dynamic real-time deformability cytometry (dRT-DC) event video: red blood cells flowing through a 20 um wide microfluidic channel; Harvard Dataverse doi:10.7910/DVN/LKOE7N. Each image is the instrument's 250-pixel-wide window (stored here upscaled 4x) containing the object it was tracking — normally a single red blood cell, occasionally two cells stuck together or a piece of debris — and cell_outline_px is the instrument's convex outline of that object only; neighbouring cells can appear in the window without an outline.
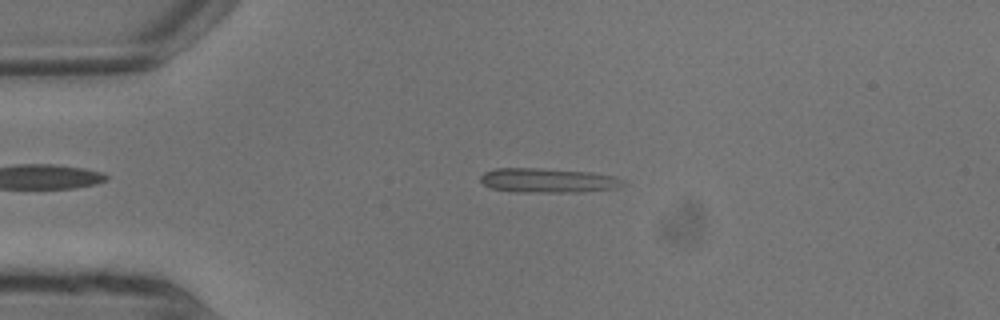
{"species": "common noctule bat (a hibernating species)", "species_latin": "Nyctalus noctula", "temperature_condition": "warm", "stored_images_in_passage": 4, "camera_frame_rate_fps": 3000, "um_per_image_px": 0.085, "animal": {"sex": "male", "body_mass_g": 13.3}, "frame": {"image": 1, "passage_image": 3, "time_ms": 0.667, "image_size_px": [1000, 320], "cell_outline_px": [[628, 184], [620, 188], [580, 192], [516, 192], [492, 188], [484, 184], [480, 180], [480, 176], [484, 172], [496, 168], [536, 168], [592, 172], [616, 176], [624, 180]], "centroid_in_image_um": [46.66, 15.34], "position_along_channel_um": 38.3, "area_um2": 20.58}}